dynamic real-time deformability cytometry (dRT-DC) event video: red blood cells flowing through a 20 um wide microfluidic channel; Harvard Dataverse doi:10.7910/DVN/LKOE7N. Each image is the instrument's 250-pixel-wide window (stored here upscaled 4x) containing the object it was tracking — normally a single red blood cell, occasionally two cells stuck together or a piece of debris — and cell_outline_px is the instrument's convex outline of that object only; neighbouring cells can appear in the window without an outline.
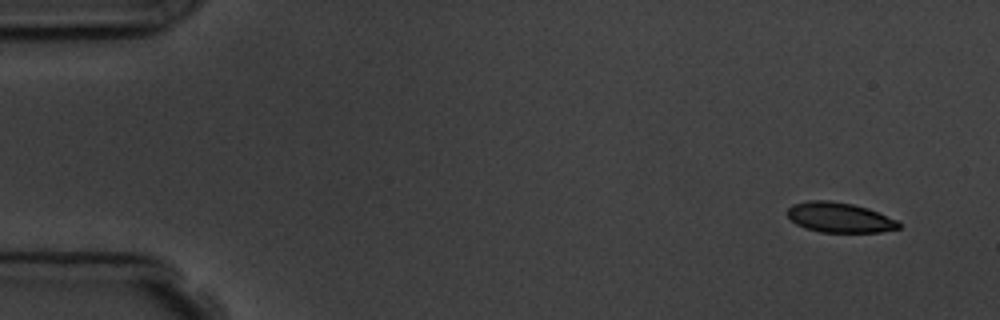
{"species": "common noctule bat (a hibernating species)", "species_latin": "Nyctalus noctula", "temperature_condition": "room temperature", "stored_images_in_passage": 5, "camera_frame_rate_fps": 3000, "um_per_image_px": 0.085, "animal": {"sex": "male", "body_mass_g": 19.5, "forearm_length_mm": 54.6}, "frame": {"image": 1, "passage_image": 1, "time_ms": 0.0, "image_size_px": [1000, 320], "cell_outline_px": [[900, 228], [880, 232], [820, 232], [804, 228], [796, 224], [788, 216], [788, 208], [792, 204], [808, 200], [828, 200], [852, 204], [868, 208], [896, 220], [900, 224]], "centroid_in_image_um": [71.33, 18.48], "position_along_channel_um": 13.7, "area_um2": 19.42}}
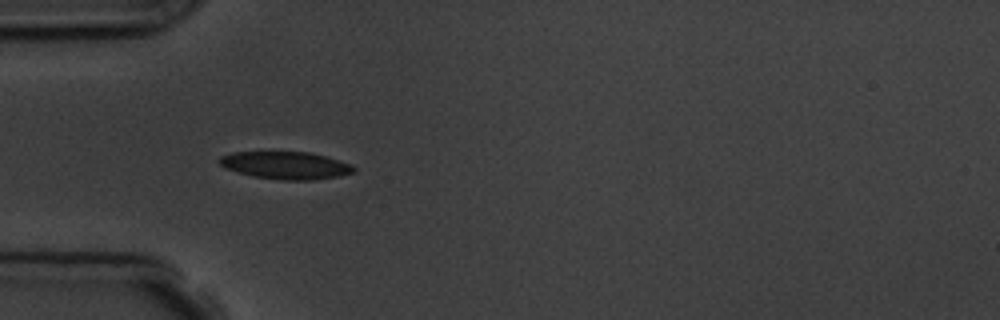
{"frame": {"image": 2, "passage_image": 4, "time_ms": 4.333, "image_size_px": [1000, 320], "cell_outline_px": [[356, 172], [340, 176], [312, 180], [280, 180], [252, 176], [224, 168], [216, 160], [220, 156], [232, 152], [308, 152], [324, 156], [352, 164], [356, 168]], "centroid_in_image_um": [24.27, 14.06], "position_along_channel_um": 60.7, "area_um2": 21.68}}